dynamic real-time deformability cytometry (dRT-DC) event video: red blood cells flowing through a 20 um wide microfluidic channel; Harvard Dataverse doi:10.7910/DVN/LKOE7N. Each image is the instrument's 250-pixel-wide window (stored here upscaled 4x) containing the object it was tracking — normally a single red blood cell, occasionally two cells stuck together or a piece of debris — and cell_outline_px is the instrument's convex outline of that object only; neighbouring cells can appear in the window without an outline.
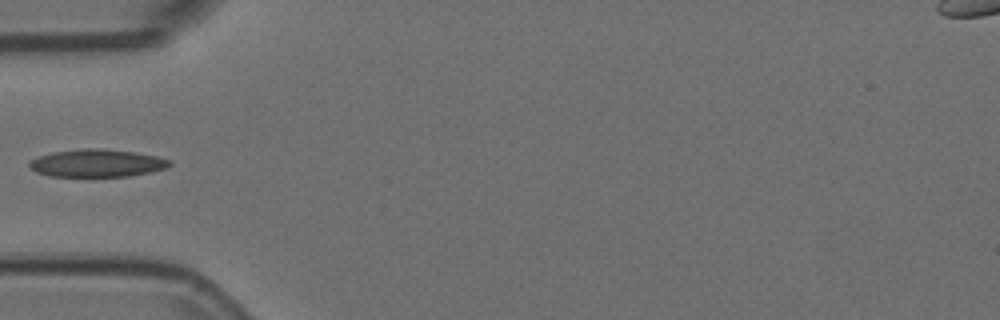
{"species": "Egyptian fruit bat (a non-hibernating species)", "species_latin": "Rousettus aegyptiacus", "temperature_condition": "room temperature", "stored_images_in_passage": 7, "camera_frame_rate_fps": 3000, "um_per_image_px": 0.085, "animal": {"sex": "female"}, "frame": {"image": 1, "passage_image": 1, "time_ms": 0.0, "image_size_px": [1000, 320], "cell_outline_px": [[172, 164], [168, 168], [128, 176], [48, 176], [36, 172], [28, 168], [28, 160], [36, 156], [52, 152], [80, 148], [104, 148], [136, 152], [156, 156], [172, 160]], "centroid_in_image_um": [8.2, 13.85], "position_along_channel_um": 76.8, "area_um2": 23.0}}